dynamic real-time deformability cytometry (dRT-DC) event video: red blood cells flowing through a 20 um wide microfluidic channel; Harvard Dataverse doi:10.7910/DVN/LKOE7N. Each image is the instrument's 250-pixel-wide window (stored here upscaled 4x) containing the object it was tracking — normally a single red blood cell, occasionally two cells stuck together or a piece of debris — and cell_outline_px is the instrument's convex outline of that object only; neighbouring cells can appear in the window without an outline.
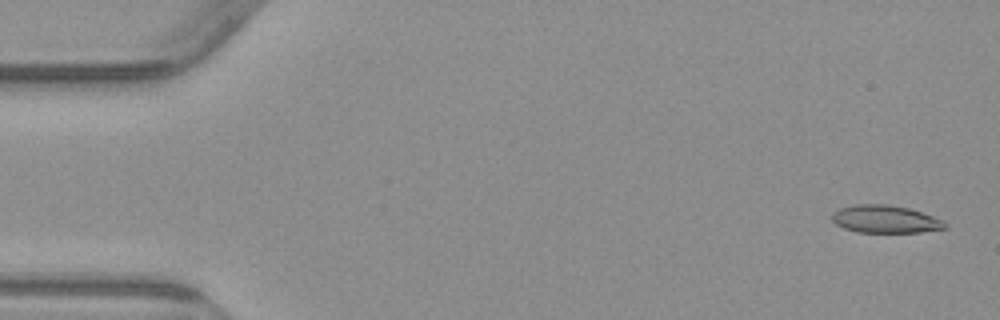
{"species": "common noctule bat (a hibernating species)", "species_latin": "Nyctalus noctula", "temperature_condition": "warm", "stored_images_in_passage": 5, "camera_frame_rate_fps": 3000, "um_per_image_px": 0.085, "animal": {"sex": "male", "body_mass_g": 23.1, "forearm_length_mm": 52.7}, "frame": {"image": 1, "passage_image": 1, "time_ms": 0.0, "image_size_px": [1000, 320], "cell_outline_px": [[948, 228], [920, 232], [856, 232], [844, 228], [836, 224], [832, 220], [832, 212], [840, 208], [856, 204], [888, 204], [908, 208], [944, 220], [948, 224]], "centroid_in_image_um": [75.25, 18.63], "position_along_channel_um": 9.7, "area_um2": 18.26}}
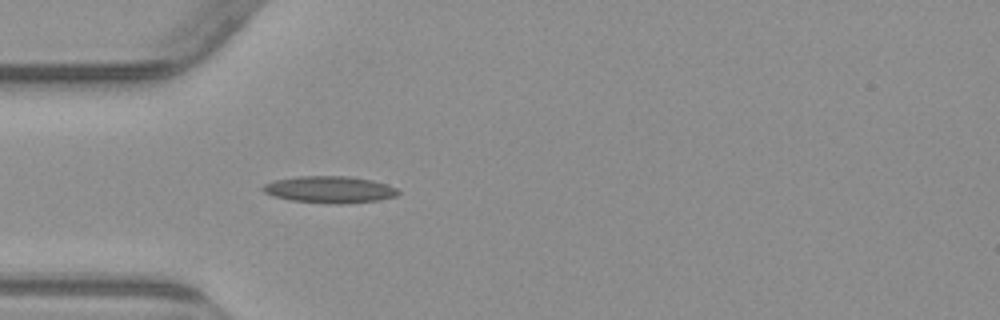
{"frame": {"image": 2, "passage_image": 5, "time_ms": 4.667, "image_size_px": [1000, 320], "cell_outline_px": [[400, 192], [396, 196], [380, 200], [344, 204], [332, 204], [292, 200], [276, 196], [264, 192], [260, 188], [264, 184], [272, 180], [296, 176], [348, 176], [372, 180], [388, 184], [396, 188]], "centroid_in_image_um": [28.03, 16.1], "position_along_channel_um": 57.0, "area_um2": 21.27}}